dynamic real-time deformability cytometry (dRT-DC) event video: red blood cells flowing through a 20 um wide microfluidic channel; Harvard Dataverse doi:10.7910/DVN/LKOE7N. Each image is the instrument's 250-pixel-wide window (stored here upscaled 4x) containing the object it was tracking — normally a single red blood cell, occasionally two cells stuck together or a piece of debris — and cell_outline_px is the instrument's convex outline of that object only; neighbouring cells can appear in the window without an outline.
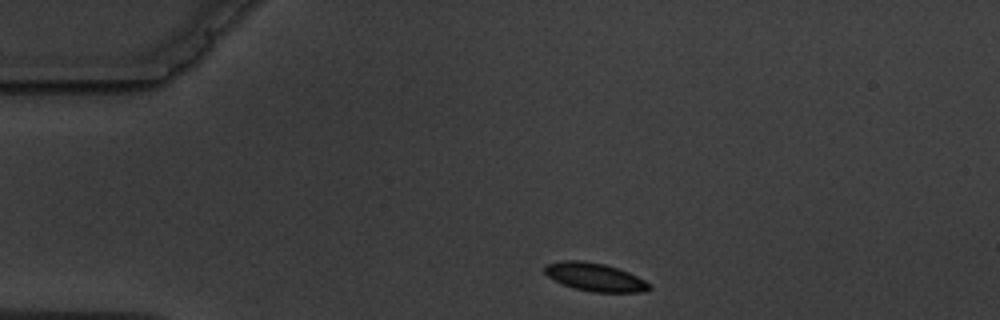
{"species": "common noctule bat (a hibernating species)", "species_latin": "Nyctalus noctula", "temperature_condition": "warm", "stored_images_in_passage": 3, "camera_frame_rate_fps": 3000, "um_per_image_px": 0.085, "animal": {"sex": "male", "body_mass_g": 19.5, "forearm_length_mm": 54.6}, "frame": {"image": 1, "passage_image": 1, "time_ms": 0.0, "image_size_px": [1000, 320], "cell_outline_px": [[652, 288], [644, 292], [592, 292], [572, 288], [548, 276], [544, 272], [544, 264], [564, 260], [580, 260], [604, 264], [628, 272], [652, 284]], "centroid_in_image_um": [50.57, 23.55], "position_along_channel_um": 34.4, "area_um2": 17.17}}
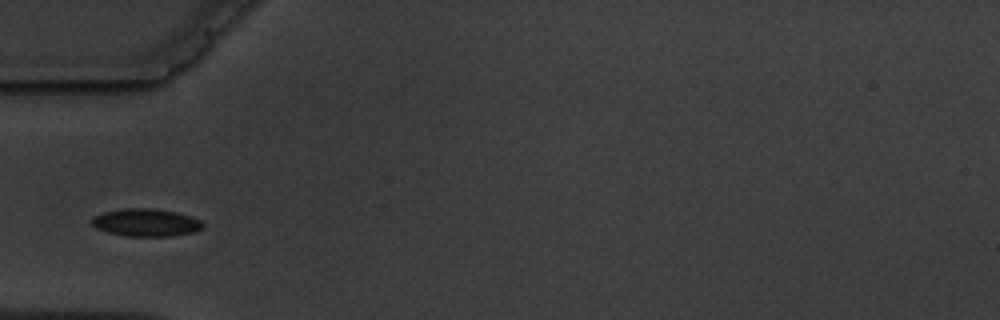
{"frame": {"image": 2, "passage_image": 3, "time_ms": 2.333, "image_size_px": [1000, 320], "cell_outline_px": [[204, 228], [192, 232], [172, 236], [124, 236], [108, 232], [96, 228], [92, 224], [92, 216], [104, 212], [120, 208], [152, 208], [176, 212], [200, 220], [204, 224]], "centroid_in_image_um": [12.39, 18.91], "position_along_channel_um": 72.6, "area_um2": 17.92}}